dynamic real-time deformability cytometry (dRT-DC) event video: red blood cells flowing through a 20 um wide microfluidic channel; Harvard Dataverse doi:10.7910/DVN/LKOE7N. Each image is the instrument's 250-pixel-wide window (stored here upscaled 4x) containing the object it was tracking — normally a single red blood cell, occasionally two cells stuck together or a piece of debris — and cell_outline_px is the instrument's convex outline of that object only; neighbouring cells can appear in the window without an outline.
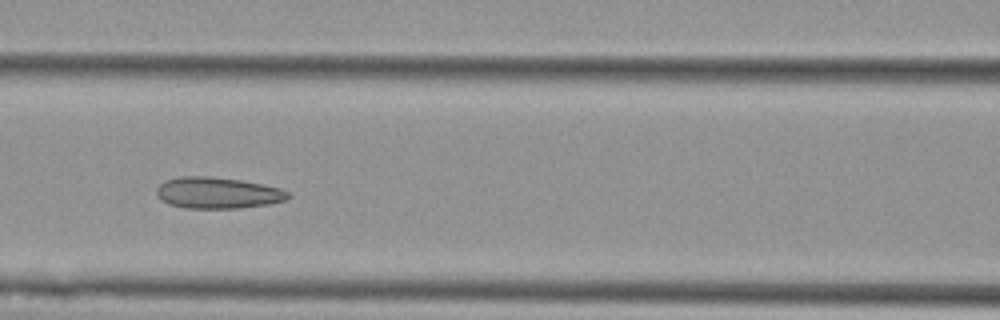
{"species": "Egyptian fruit bat (a non-hibernating species)", "species_latin": "Rousettus aegyptiacus", "temperature_condition": "cold", "stored_images_in_passage": 11, "camera_frame_rate_fps": 3000, "um_per_image_px": 0.085, "animal": {"sex": "female"}, "frame": {"image": 1, "passage_image": 6, "time_ms": 6.667, "image_size_px": [1000, 320], "cell_outline_px": [[292, 196], [284, 200], [268, 204], [240, 208], [184, 208], [168, 204], [156, 192], [156, 188], [164, 180], [180, 176], [208, 176], [240, 180], [280, 188], [288, 192]], "centroid_in_image_um": [18.49, 16.39], "position_along_channel_um": 148.1, "area_um2": 23.87}}
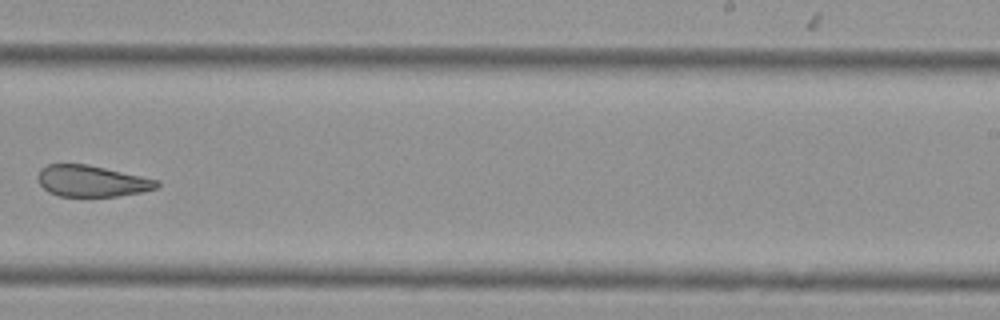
{"frame": {"image": 2, "passage_image": 9, "time_ms": 10.333, "image_size_px": [1000, 320], "cell_outline_px": [[160, 184], [156, 188], [144, 192], [120, 196], [60, 196], [48, 192], [40, 184], [36, 176], [40, 168], [48, 164], [88, 164], [160, 180]], "centroid_in_image_um": [7.81, 15.39], "position_along_channel_um": 281.2, "area_um2": 21.91}}
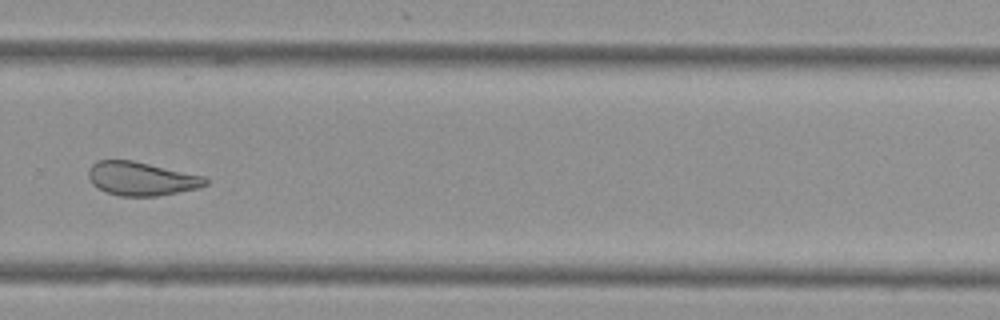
{"frame": {"image": 3, "passage_image": 10, "time_ms": 11.333, "image_size_px": [1000, 320], "cell_outline_px": [[208, 184], [200, 188], [156, 196], [120, 196], [104, 192], [92, 184], [88, 176], [88, 168], [96, 160], [132, 160], [204, 176], [208, 180]], "centroid_in_image_um": [11.99, 15.19], "position_along_channel_um": 317.8, "area_um2": 23.06}}